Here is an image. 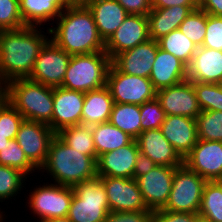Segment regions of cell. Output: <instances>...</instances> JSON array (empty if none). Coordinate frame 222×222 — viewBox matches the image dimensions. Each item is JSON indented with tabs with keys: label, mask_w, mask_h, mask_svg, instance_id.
<instances>
[{
	"label": "cell",
	"mask_w": 222,
	"mask_h": 222,
	"mask_svg": "<svg viewBox=\"0 0 222 222\" xmlns=\"http://www.w3.org/2000/svg\"><path fill=\"white\" fill-rule=\"evenodd\" d=\"M41 28L24 26L0 30V84L31 75L40 50L50 39Z\"/></svg>",
	"instance_id": "cell-1"
},
{
	"label": "cell",
	"mask_w": 222,
	"mask_h": 222,
	"mask_svg": "<svg viewBox=\"0 0 222 222\" xmlns=\"http://www.w3.org/2000/svg\"><path fill=\"white\" fill-rule=\"evenodd\" d=\"M57 135L74 150L81 151V153L89 155L97 161L91 126L79 124L66 127Z\"/></svg>",
	"instance_id": "cell-30"
},
{
	"label": "cell",
	"mask_w": 222,
	"mask_h": 222,
	"mask_svg": "<svg viewBox=\"0 0 222 222\" xmlns=\"http://www.w3.org/2000/svg\"><path fill=\"white\" fill-rule=\"evenodd\" d=\"M19 5L25 25L36 27L44 26L47 22L51 26L68 6L64 0H19Z\"/></svg>",
	"instance_id": "cell-26"
},
{
	"label": "cell",
	"mask_w": 222,
	"mask_h": 222,
	"mask_svg": "<svg viewBox=\"0 0 222 222\" xmlns=\"http://www.w3.org/2000/svg\"><path fill=\"white\" fill-rule=\"evenodd\" d=\"M213 182L221 189L222 192V177L215 179Z\"/></svg>",
	"instance_id": "cell-52"
},
{
	"label": "cell",
	"mask_w": 222,
	"mask_h": 222,
	"mask_svg": "<svg viewBox=\"0 0 222 222\" xmlns=\"http://www.w3.org/2000/svg\"><path fill=\"white\" fill-rule=\"evenodd\" d=\"M183 164L207 181L222 177V141L198 139Z\"/></svg>",
	"instance_id": "cell-14"
},
{
	"label": "cell",
	"mask_w": 222,
	"mask_h": 222,
	"mask_svg": "<svg viewBox=\"0 0 222 222\" xmlns=\"http://www.w3.org/2000/svg\"><path fill=\"white\" fill-rule=\"evenodd\" d=\"M10 103V96L6 85L0 84V114Z\"/></svg>",
	"instance_id": "cell-48"
},
{
	"label": "cell",
	"mask_w": 222,
	"mask_h": 222,
	"mask_svg": "<svg viewBox=\"0 0 222 222\" xmlns=\"http://www.w3.org/2000/svg\"><path fill=\"white\" fill-rule=\"evenodd\" d=\"M55 135L49 125L24 119L15 140L28 160L39 170L46 161L49 145Z\"/></svg>",
	"instance_id": "cell-11"
},
{
	"label": "cell",
	"mask_w": 222,
	"mask_h": 222,
	"mask_svg": "<svg viewBox=\"0 0 222 222\" xmlns=\"http://www.w3.org/2000/svg\"><path fill=\"white\" fill-rule=\"evenodd\" d=\"M176 168L156 165L148 173L135 179L148 210L154 212L165 207Z\"/></svg>",
	"instance_id": "cell-12"
},
{
	"label": "cell",
	"mask_w": 222,
	"mask_h": 222,
	"mask_svg": "<svg viewBox=\"0 0 222 222\" xmlns=\"http://www.w3.org/2000/svg\"><path fill=\"white\" fill-rule=\"evenodd\" d=\"M149 78L156 90L174 86L187 80V66L174 55L158 47Z\"/></svg>",
	"instance_id": "cell-23"
},
{
	"label": "cell",
	"mask_w": 222,
	"mask_h": 222,
	"mask_svg": "<svg viewBox=\"0 0 222 222\" xmlns=\"http://www.w3.org/2000/svg\"><path fill=\"white\" fill-rule=\"evenodd\" d=\"M37 186L33 191L30 189V195L26 197L29 199L25 202L35 217L39 218L34 219L43 222L51 218L67 217L74 194L73 188L48 182Z\"/></svg>",
	"instance_id": "cell-8"
},
{
	"label": "cell",
	"mask_w": 222,
	"mask_h": 222,
	"mask_svg": "<svg viewBox=\"0 0 222 222\" xmlns=\"http://www.w3.org/2000/svg\"><path fill=\"white\" fill-rule=\"evenodd\" d=\"M109 122L136 140L141 133L140 105L114 103Z\"/></svg>",
	"instance_id": "cell-29"
},
{
	"label": "cell",
	"mask_w": 222,
	"mask_h": 222,
	"mask_svg": "<svg viewBox=\"0 0 222 222\" xmlns=\"http://www.w3.org/2000/svg\"><path fill=\"white\" fill-rule=\"evenodd\" d=\"M97 157L130 144L134 139L110 122L91 126Z\"/></svg>",
	"instance_id": "cell-28"
},
{
	"label": "cell",
	"mask_w": 222,
	"mask_h": 222,
	"mask_svg": "<svg viewBox=\"0 0 222 222\" xmlns=\"http://www.w3.org/2000/svg\"><path fill=\"white\" fill-rule=\"evenodd\" d=\"M219 86H220V88H221V90H222V78H221V80L219 81Z\"/></svg>",
	"instance_id": "cell-57"
},
{
	"label": "cell",
	"mask_w": 222,
	"mask_h": 222,
	"mask_svg": "<svg viewBox=\"0 0 222 222\" xmlns=\"http://www.w3.org/2000/svg\"><path fill=\"white\" fill-rule=\"evenodd\" d=\"M72 188L74 194L68 219L72 222H104L110 210L100 177L83 181Z\"/></svg>",
	"instance_id": "cell-6"
},
{
	"label": "cell",
	"mask_w": 222,
	"mask_h": 222,
	"mask_svg": "<svg viewBox=\"0 0 222 222\" xmlns=\"http://www.w3.org/2000/svg\"><path fill=\"white\" fill-rule=\"evenodd\" d=\"M70 58L71 55L49 39L40 50L27 79L50 87H61Z\"/></svg>",
	"instance_id": "cell-10"
},
{
	"label": "cell",
	"mask_w": 222,
	"mask_h": 222,
	"mask_svg": "<svg viewBox=\"0 0 222 222\" xmlns=\"http://www.w3.org/2000/svg\"><path fill=\"white\" fill-rule=\"evenodd\" d=\"M68 5H77V0H64Z\"/></svg>",
	"instance_id": "cell-54"
},
{
	"label": "cell",
	"mask_w": 222,
	"mask_h": 222,
	"mask_svg": "<svg viewBox=\"0 0 222 222\" xmlns=\"http://www.w3.org/2000/svg\"><path fill=\"white\" fill-rule=\"evenodd\" d=\"M106 86L114 103L142 105L156 98L157 90L150 78L122 73L112 64L108 70Z\"/></svg>",
	"instance_id": "cell-9"
},
{
	"label": "cell",
	"mask_w": 222,
	"mask_h": 222,
	"mask_svg": "<svg viewBox=\"0 0 222 222\" xmlns=\"http://www.w3.org/2000/svg\"><path fill=\"white\" fill-rule=\"evenodd\" d=\"M156 99L166 115H179L196 119L201 112L195 89L189 80L157 90Z\"/></svg>",
	"instance_id": "cell-15"
},
{
	"label": "cell",
	"mask_w": 222,
	"mask_h": 222,
	"mask_svg": "<svg viewBox=\"0 0 222 222\" xmlns=\"http://www.w3.org/2000/svg\"><path fill=\"white\" fill-rule=\"evenodd\" d=\"M158 47L157 41L149 39L132 49L117 54L111 60V64L122 73L149 78Z\"/></svg>",
	"instance_id": "cell-18"
},
{
	"label": "cell",
	"mask_w": 222,
	"mask_h": 222,
	"mask_svg": "<svg viewBox=\"0 0 222 222\" xmlns=\"http://www.w3.org/2000/svg\"><path fill=\"white\" fill-rule=\"evenodd\" d=\"M10 104L25 120L47 124L52 129L54 87L33 82L29 79H15L6 84Z\"/></svg>",
	"instance_id": "cell-4"
},
{
	"label": "cell",
	"mask_w": 222,
	"mask_h": 222,
	"mask_svg": "<svg viewBox=\"0 0 222 222\" xmlns=\"http://www.w3.org/2000/svg\"><path fill=\"white\" fill-rule=\"evenodd\" d=\"M198 6H173L152 9L148 16L150 39L157 41L171 31L179 29L180 24Z\"/></svg>",
	"instance_id": "cell-25"
},
{
	"label": "cell",
	"mask_w": 222,
	"mask_h": 222,
	"mask_svg": "<svg viewBox=\"0 0 222 222\" xmlns=\"http://www.w3.org/2000/svg\"><path fill=\"white\" fill-rule=\"evenodd\" d=\"M156 165L157 164L152 159L139 151L136 157L133 178L136 179L139 176L148 173Z\"/></svg>",
	"instance_id": "cell-45"
},
{
	"label": "cell",
	"mask_w": 222,
	"mask_h": 222,
	"mask_svg": "<svg viewBox=\"0 0 222 222\" xmlns=\"http://www.w3.org/2000/svg\"><path fill=\"white\" fill-rule=\"evenodd\" d=\"M159 48L177 57L188 66L197 51V46L188 39L179 29L157 40Z\"/></svg>",
	"instance_id": "cell-31"
},
{
	"label": "cell",
	"mask_w": 222,
	"mask_h": 222,
	"mask_svg": "<svg viewBox=\"0 0 222 222\" xmlns=\"http://www.w3.org/2000/svg\"><path fill=\"white\" fill-rule=\"evenodd\" d=\"M3 213H5V211H2V212H1V210H0V222H4V221H5V218H4V217H5L6 215L3 214Z\"/></svg>",
	"instance_id": "cell-55"
},
{
	"label": "cell",
	"mask_w": 222,
	"mask_h": 222,
	"mask_svg": "<svg viewBox=\"0 0 222 222\" xmlns=\"http://www.w3.org/2000/svg\"><path fill=\"white\" fill-rule=\"evenodd\" d=\"M40 171L46 172L53 183L70 187L98 176L96 160L74 150L57 134L51 140L46 161Z\"/></svg>",
	"instance_id": "cell-3"
},
{
	"label": "cell",
	"mask_w": 222,
	"mask_h": 222,
	"mask_svg": "<svg viewBox=\"0 0 222 222\" xmlns=\"http://www.w3.org/2000/svg\"><path fill=\"white\" fill-rule=\"evenodd\" d=\"M222 78V51L200 46L187 66V80L218 84Z\"/></svg>",
	"instance_id": "cell-22"
},
{
	"label": "cell",
	"mask_w": 222,
	"mask_h": 222,
	"mask_svg": "<svg viewBox=\"0 0 222 222\" xmlns=\"http://www.w3.org/2000/svg\"><path fill=\"white\" fill-rule=\"evenodd\" d=\"M0 165L16 168L27 177L38 171L25 156L24 151L15 139L7 142V145L0 150Z\"/></svg>",
	"instance_id": "cell-33"
},
{
	"label": "cell",
	"mask_w": 222,
	"mask_h": 222,
	"mask_svg": "<svg viewBox=\"0 0 222 222\" xmlns=\"http://www.w3.org/2000/svg\"><path fill=\"white\" fill-rule=\"evenodd\" d=\"M195 215L161 209L153 212V222H193Z\"/></svg>",
	"instance_id": "cell-44"
},
{
	"label": "cell",
	"mask_w": 222,
	"mask_h": 222,
	"mask_svg": "<svg viewBox=\"0 0 222 222\" xmlns=\"http://www.w3.org/2000/svg\"><path fill=\"white\" fill-rule=\"evenodd\" d=\"M198 214L211 222H222V192L213 181L204 186Z\"/></svg>",
	"instance_id": "cell-32"
},
{
	"label": "cell",
	"mask_w": 222,
	"mask_h": 222,
	"mask_svg": "<svg viewBox=\"0 0 222 222\" xmlns=\"http://www.w3.org/2000/svg\"><path fill=\"white\" fill-rule=\"evenodd\" d=\"M202 46L222 51V16L207 14L206 35Z\"/></svg>",
	"instance_id": "cell-40"
},
{
	"label": "cell",
	"mask_w": 222,
	"mask_h": 222,
	"mask_svg": "<svg viewBox=\"0 0 222 222\" xmlns=\"http://www.w3.org/2000/svg\"><path fill=\"white\" fill-rule=\"evenodd\" d=\"M206 183L207 180L184 164L177 167L174 172L172 189L163 210L198 214Z\"/></svg>",
	"instance_id": "cell-7"
},
{
	"label": "cell",
	"mask_w": 222,
	"mask_h": 222,
	"mask_svg": "<svg viewBox=\"0 0 222 222\" xmlns=\"http://www.w3.org/2000/svg\"><path fill=\"white\" fill-rule=\"evenodd\" d=\"M55 22L56 27H47L46 33L51 34L50 39L69 55L105 52V42L86 5H68Z\"/></svg>",
	"instance_id": "cell-2"
},
{
	"label": "cell",
	"mask_w": 222,
	"mask_h": 222,
	"mask_svg": "<svg viewBox=\"0 0 222 222\" xmlns=\"http://www.w3.org/2000/svg\"><path fill=\"white\" fill-rule=\"evenodd\" d=\"M99 35L106 42L129 15L116 0H93L87 5Z\"/></svg>",
	"instance_id": "cell-24"
},
{
	"label": "cell",
	"mask_w": 222,
	"mask_h": 222,
	"mask_svg": "<svg viewBox=\"0 0 222 222\" xmlns=\"http://www.w3.org/2000/svg\"><path fill=\"white\" fill-rule=\"evenodd\" d=\"M198 8L208 15L222 16V0H201Z\"/></svg>",
	"instance_id": "cell-46"
},
{
	"label": "cell",
	"mask_w": 222,
	"mask_h": 222,
	"mask_svg": "<svg viewBox=\"0 0 222 222\" xmlns=\"http://www.w3.org/2000/svg\"><path fill=\"white\" fill-rule=\"evenodd\" d=\"M26 26L20 12L19 0H0V30Z\"/></svg>",
	"instance_id": "cell-39"
},
{
	"label": "cell",
	"mask_w": 222,
	"mask_h": 222,
	"mask_svg": "<svg viewBox=\"0 0 222 222\" xmlns=\"http://www.w3.org/2000/svg\"><path fill=\"white\" fill-rule=\"evenodd\" d=\"M149 39L148 16L129 14L105 42V52L112 60L117 54L132 49Z\"/></svg>",
	"instance_id": "cell-16"
},
{
	"label": "cell",
	"mask_w": 222,
	"mask_h": 222,
	"mask_svg": "<svg viewBox=\"0 0 222 222\" xmlns=\"http://www.w3.org/2000/svg\"><path fill=\"white\" fill-rule=\"evenodd\" d=\"M193 222H211V221L199 214H196L193 218Z\"/></svg>",
	"instance_id": "cell-51"
},
{
	"label": "cell",
	"mask_w": 222,
	"mask_h": 222,
	"mask_svg": "<svg viewBox=\"0 0 222 222\" xmlns=\"http://www.w3.org/2000/svg\"><path fill=\"white\" fill-rule=\"evenodd\" d=\"M113 104V98L106 85L99 89L86 92L81 115V124L93 126L109 122Z\"/></svg>",
	"instance_id": "cell-27"
},
{
	"label": "cell",
	"mask_w": 222,
	"mask_h": 222,
	"mask_svg": "<svg viewBox=\"0 0 222 222\" xmlns=\"http://www.w3.org/2000/svg\"><path fill=\"white\" fill-rule=\"evenodd\" d=\"M207 13L198 7L180 24L179 30L197 47L202 46L206 35Z\"/></svg>",
	"instance_id": "cell-36"
},
{
	"label": "cell",
	"mask_w": 222,
	"mask_h": 222,
	"mask_svg": "<svg viewBox=\"0 0 222 222\" xmlns=\"http://www.w3.org/2000/svg\"><path fill=\"white\" fill-rule=\"evenodd\" d=\"M24 117L9 103L0 114V133L17 134Z\"/></svg>",
	"instance_id": "cell-41"
},
{
	"label": "cell",
	"mask_w": 222,
	"mask_h": 222,
	"mask_svg": "<svg viewBox=\"0 0 222 222\" xmlns=\"http://www.w3.org/2000/svg\"><path fill=\"white\" fill-rule=\"evenodd\" d=\"M139 146L136 140L97 157V175L133 178Z\"/></svg>",
	"instance_id": "cell-19"
},
{
	"label": "cell",
	"mask_w": 222,
	"mask_h": 222,
	"mask_svg": "<svg viewBox=\"0 0 222 222\" xmlns=\"http://www.w3.org/2000/svg\"><path fill=\"white\" fill-rule=\"evenodd\" d=\"M196 123L198 139L222 141V111H201Z\"/></svg>",
	"instance_id": "cell-34"
},
{
	"label": "cell",
	"mask_w": 222,
	"mask_h": 222,
	"mask_svg": "<svg viewBox=\"0 0 222 222\" xmlns=\"http://www.w3.org/2000/svg\"><path fill=\"white\" fill-rule=\"evenodd\" d=\"M110 65L106 52L73 55L61 87L84 93L104 87Z\"/></svg>",
	"instance_id": "cell-5"
},
{
	"label": "cell",
	"mask_w": 222,
	"mask_h": 222,
	"mask_svg": "<svg viewBox=\"0 0 222 222\" xmlns=\"http://www.w3.org/2000/svg\"><path fill=\"white\" fill-rule=\"evenodd\" d=\"M197 6L199 5V3L201 2V0H192Z\"/></svg>",
	"instance_id": "cell-56"
},
{
	"label": "cell",
	"mask_w": 222,
	"mask_h": 222,
	"mask_svg": "<svg viewBox=\"0 0 222 222\" xmlns=\"http://www.w3.org/2000/svg\"><path fill=\"white\" fill-rule=\"evenodd\" d=\"M128 14L147 16L152 10V0H116Z\"/></svg>",
	"instance_id": "cell-43"
},
{
	"label": "cell",
	"mask_w": 222,
	"mask_h": 222,
	"mask_svg": "<svg viewBox=\"0 0 222 222\" xmlns=\"http://www.w3.org/2000/svg\"><path fill=\"white\" fill-rule=\"evenodd\" d=\"M166 118L159 101L155 98L140 105L141 133L150 129H158Z\"/></svg>",
	"instance_id": "cell-38"
},
{
	"label": "cell",
	"mask_w": 222,
	"mask_h": 222,
	"mask_svg": "<svg viewBox=\"0 0 222 222\" xmlns=\"http://www.w3.org/2000/svg\"><path fill=\"white\" fill-rule=\"evenodd\" d=\"M43 222H72L68 219V217H58V218H51Z\"/></svg>",
	"instance_id": "cell-50"
},
{
	"label": "cell",
	"mask_w": 222,
	"mask_h": 222,
	"mask_svg": "<svg viewBox=\"0 0 222 222\" xmlns=\"http://www.w3.org/2000/svg\"><path fill=\"white\" fill-rule=\"evenodd\" d=\"M91 1L93 0H77V5H87Z\"/></svg>",
	"instance_id": "cell-53"
},
{
	"label": "cell",
	"mask_w": 222,
	"mask_h": 222,
	"mask_svg": "<svg viewBox=\"0 0 222 222\" xmlns=\"http://www.w3.org/2000/svg\"><path fill=\"white\" fill-rule=\"evenodd\" d=\"M98 177L104 183L110 212L148 210L134 178Z\"/></svg>",
	"instance_id": "cell-13"
},
{
	"label": "cell",
	"mask_w": 222,
	"mask_h": 222,
	"mask_svg": "<svg viewBox=\"0 0 222 222\" xmlns=\"http://www.w3.org/2000/svg\"><path fill=\"white\" fill-rule=\"evenodd\" d=\"M160 130L183 159L198 141L197 123L194 118L166 115Z\"/></svg>",
	"instance_id": "cell-20"
},
{
	"label": "cell",
	"mask_w": 222,
	"mask_h": 222,
	"mask_svg": "<svg viewBox=\"0 0 222 222\" xmlns=\"http://www.w3.org/2000/svg\"><path fill=\"white\" fill-rule=\"evenodd\" d=\"M104 222H153V212L150 210L109 212Z\"/></svg>",
	"instance_id": "cell-42"
},
{
	"label": "cell",
	"mask_w": 222,
	"mask_h": 222,
	"mask_svg": "<svg viewBox=\"0 0 222 222\" xmlns=\"http://www.w3.org/2000/svg\"><path fill=\"white\" fill-rule=\"evenodd\" d=\"M27 176L20 170L0 165V202L11 200L20 194Z\"/></svg>",
	"instance_id": "cell-35"
},
{
	"label": "cell",
	"mask_w": 222,
	"mask_h": 222,
	"mask_svg": "<svg viewBox=\"0 0 222 222\" xmlns=\"http://www.w3.org/2000/svg\"><path fill=\"white\" fill-rule=\"evenodd\" d=\"M201 111H222V90L219 84L192 82Z\"/></svg>",
	"instance_id": "cell-37"
},
{
	"label": "cell",
	"mask_w": 222,
	"mask_h": 222,
	"mask_svg": "<svg viewBox=\"0 0 222 222\" xmlns=\"http://www.w3.org/2000/svg\"><path fill=\"white\" fill-rule=\"evenodd\" d=\"M85 93L54 87L52 130L57 134L63 128L81 124Z\"/></svg>",
	"instance_id": "cell-17"
},
{
	"label": "cell",
	"mask_w": 222,
	"mask_h": 222,
	"mask_svg": "<svg viewBox=\"0 0 222 222\" xmlns=\"http://www.w3.org/2000/svg\"><path fill=\"white\" fill-rule=\"evenodd\" d=\"M136 141L139 151L152 159L157 165L169 167L183 165V158L164 137L160 128L143 131Z\"/></svg>",
	"instance_id": "cell-21"
},
{
	"label": "cell",
	"mask_w": 222,
	"mask_h": 222,
	"mask_svg": "<svg viewBox=\"0 0 222 222\" xmlns=\"http://www.w3.org/2000/svg\"><path fill=\"white\" fill-rule=\"evenodd\" d=\"M17 134H1L0 133V150L7 145V142L14 140Z\"/></svg>",
	"instance_id": "cell-49"
},
{
	"label": "cell",
	"mask_w": 222,
	"mask_h": 222,
	"mask_svg": "<svg viewBox=\"0 0 222 222\" xmlns=\"http://www.w3.org/2000/svg\"><path fill=\"white\" fill-rule=\"evenodd\" d=\"M173 6H197L192 0H152V9H162Z\"/></svg>",
	"instance_id": "cell-47"
}]
</instances>
